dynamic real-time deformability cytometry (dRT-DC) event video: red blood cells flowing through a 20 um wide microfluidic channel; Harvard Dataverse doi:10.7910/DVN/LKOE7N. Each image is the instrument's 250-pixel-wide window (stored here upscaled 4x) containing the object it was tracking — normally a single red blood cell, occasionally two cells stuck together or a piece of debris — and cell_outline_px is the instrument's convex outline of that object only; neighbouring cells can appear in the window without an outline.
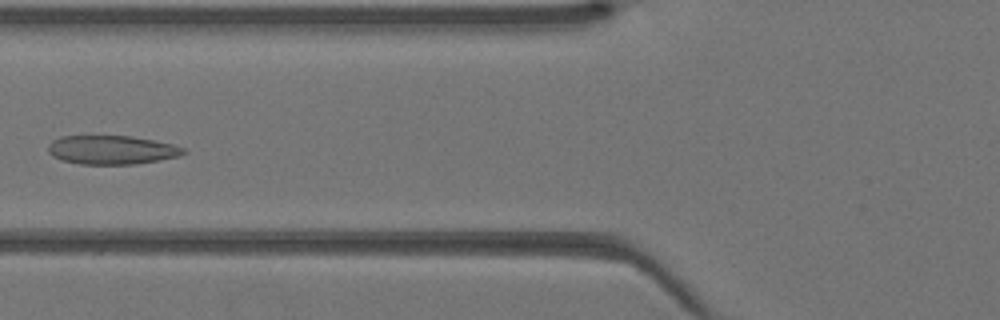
{"species": "Egyptian fruit bat (a non-hibernating species)", "species_latin": "Rousettus aegyptiacus", "temperature_condition": "warm", "stored_images_in_passage": 36, "camera_frame_rate_fps": 3000, "um_per_image_px": 0.085, "animal": {"sex": "female"}, "frame": {"image": 1, "passage_image": 18, "time_ms": 5.667, "image_size_px": [1000, 320], "cell_outline_px": [[188, 152], [180, 156], [160, 160], [136, 164], [80, 164], [64, 160], [52, 156], [48, 152], [48, 144], [52, 140], [60, 136], [132, 136], [172, 144], [184, 148]], "centroid_in_image_um": [9.5, 12.74], "position_along_channel_um": 116.3, "area_um2": 22.77}}
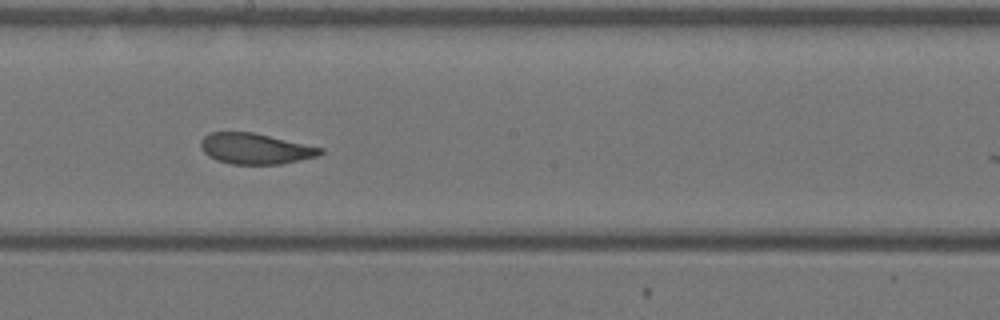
{"frame": {"image": 2, "passage_image": 25, "time_ms": 8.0, "image_size_px": [1000, 320], "cell_outline_px": [[324, 152], [316, 156], [280, 164], [232, 164], [216, 160], [208, 156], [200, 148], [200, 140], [208, 132], [252, 132], [324, 148]], "centroid_in_image_um": [21.66, 12.63], "position_along_channel_um": 226.5, "area_um2": 21.39}}
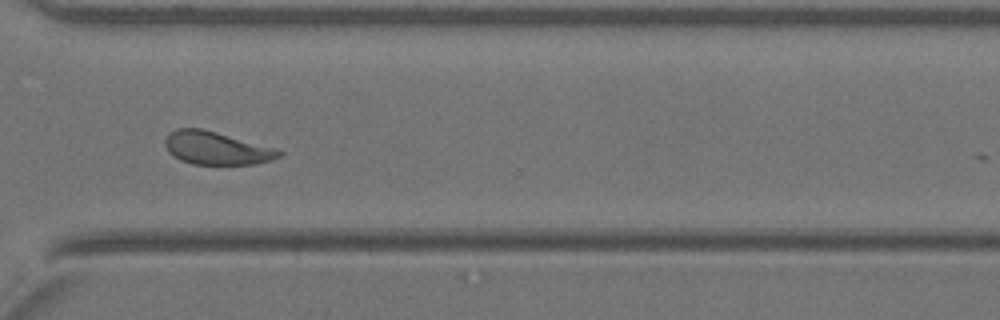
{"frame": {"image": 3, "passage_image": 33, "time_ms": 10.667, "image_size_px": [1000, 320], "cell_outline_px": [[284, 152], [280, 156], [272, 160], [256, 164], [192, 164], [180, 160], [168, 152], [164, 144], [164, 140], [168, 132], [176, 128], [200, 128], [280, 148]], "centroid_in_image_um": [18.42, 12.58], "position_along_channel_um": 352.2, "area_um2": 22.25}}